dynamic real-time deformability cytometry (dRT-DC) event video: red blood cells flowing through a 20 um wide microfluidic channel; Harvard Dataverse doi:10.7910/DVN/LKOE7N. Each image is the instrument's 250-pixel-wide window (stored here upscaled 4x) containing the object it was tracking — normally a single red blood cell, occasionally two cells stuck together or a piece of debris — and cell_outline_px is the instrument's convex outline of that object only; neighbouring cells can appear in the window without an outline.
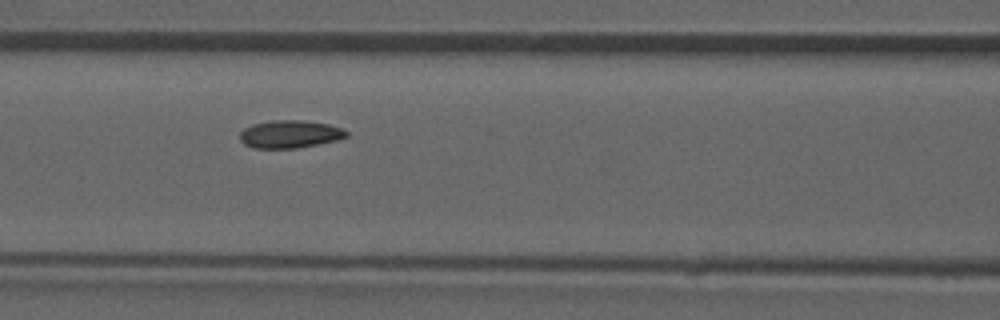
{"species": "common noctule bat (a hibernating species)", "species_latin": "Nyctalus noctula", "temperature_condition": "room temperature", "stored_images_in_passage": 53, "camera_frame_rate_fps": 3000, "um_per_image_px": 0.085, "animal": {"sex": "male", "forearm_length_mm": 52.5}, "frame": {"image": 1, "passage_image": 23, "time_ms": 7.333, "image_size_px": [1000, 320], "cell_outline_px": [[348, 136], [336, 140], [296, 148], [252, 148], [244, 144], [240, 140], [240, 132], [244, 128], [252, 124], [272, 120], [304, 120], [328, 124], [344, 128], [348, 132]], "centroid_in_image_um": [24.63, 11.39], "position_along_channel_um": 142.0, "area_um2": 17.28}}
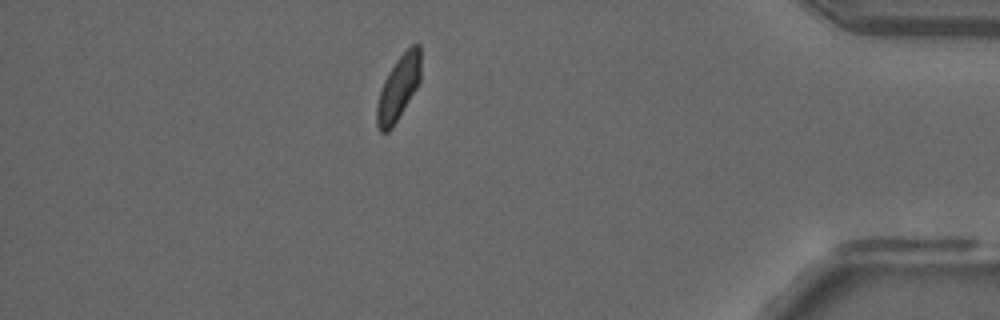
{"frame": {"image": 2, "passage_image": 46, "time_ms": 15.0, "image_size_px": [1000, 320], "cell_outline_px": [[420, 80], [416, 88], [392, 128], [388, 132], [380, 132], [376, 124], [376, 104], [384, 80], [388, 72], [396, 60], [412, 44], [420, 44]], "centroid_in_image_um": [33.85, 7.48], "position_along_channel_um": 401.4, "area_um2": 16.36}, "authors_computed_cell_mechanics": {"area_um2": 17.2244, "velocity_mm_per_s": 3.9422, "shape_relaxation_time_tau1_ms": null, "shape_relaxation_time_tau2_ms": 1.8901, "deformation_change_tau1": null, "deformation_change_tau2": 0.0633}}